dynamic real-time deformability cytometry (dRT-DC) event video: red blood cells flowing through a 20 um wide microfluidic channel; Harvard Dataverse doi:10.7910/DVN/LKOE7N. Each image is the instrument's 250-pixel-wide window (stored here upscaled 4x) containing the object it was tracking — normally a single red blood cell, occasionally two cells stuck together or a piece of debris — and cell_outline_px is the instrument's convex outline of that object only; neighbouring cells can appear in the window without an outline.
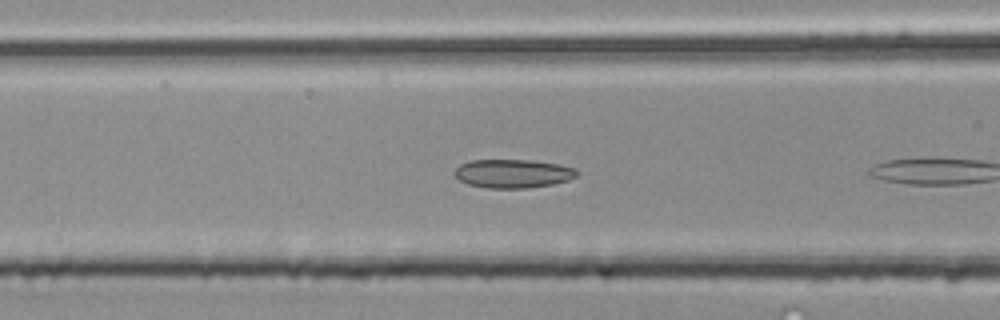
{"species": "common noctule bat (a hibernating species)", "species_latin": "Nyctalus noctula", "temperature_condition": "room temperature", "stored_images_in_passage": 6, "camera_frame_rate_fps": 3000, "um_per_image_px": 0.085, "animal": {"sex": "male", "body_mass_g": 20.4}, "frame": {"image": 1, "passage_image": 5, "time_ms": 1.333, "image_size_px": [1000, 320], "cell_outline_px": [[580, 172], [576, 176], [568, 180], [552, 184], [528, 188], [488, 188], [468, 184], [460, 180], [452, 172], [460, 164], [472, 160], [532, 160], [560, 164], [576, 168]], "centroid_in_image_um": [43.62, 14.75], "position_along_channel_um": 123.0, "area_um2": 20.52}}